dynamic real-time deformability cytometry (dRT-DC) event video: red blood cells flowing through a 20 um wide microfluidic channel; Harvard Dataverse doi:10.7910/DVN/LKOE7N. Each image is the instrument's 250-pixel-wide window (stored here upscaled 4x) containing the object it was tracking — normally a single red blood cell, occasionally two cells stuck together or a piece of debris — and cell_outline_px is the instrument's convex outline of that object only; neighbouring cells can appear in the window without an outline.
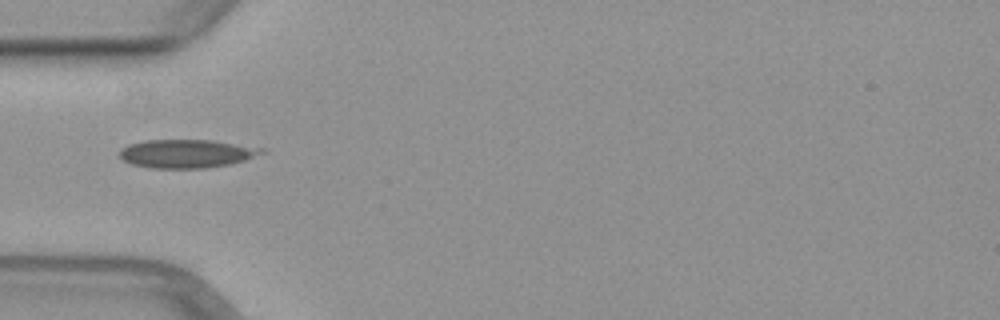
{"species": "common noctule bat (a hibernating species)", "species_latin": "Nyctalus noctula", "temperature_condition": "warm", "stored_images_in_passage": 33, "camera_frame_rate_fps": 3000, "um_per_image_px": 0.085, "animal": {"sex": "female", "body_mass_g": 29.2, "forearm_length_mm": 56.3}, "frame": {"image": 1, "passage_image": 1, "time_ms": 0.0, "image_size_px": [1000, 320], "cell_outline_px": [[264, 152], [244, 160], [228, 164], [208, 168], [148, 168], [132, 164], [124, 160], [120, 156], [120, 148], [128, 144], [144, 140], [212, 140], [264, 148]], "centroid_in_image_um": [15.82, 13.05], "position_along_channel_um": 69.2, "area_um2": 23.47}}
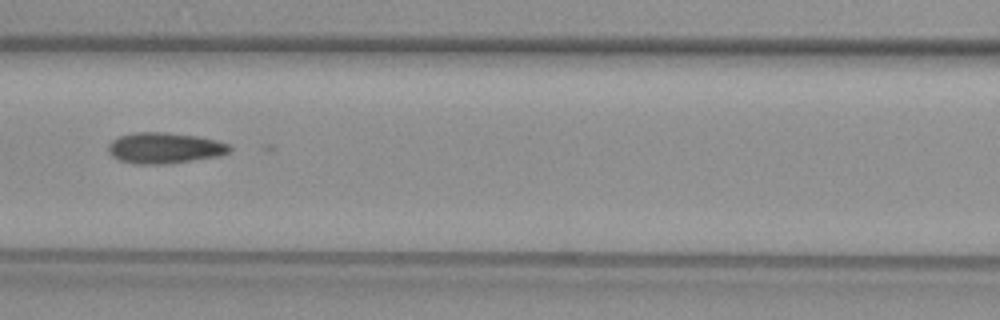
{"frame": {"image": 2, "passage_image": 7, "time_ms": 2.0, "image_size_px": [1000, 320], "cell_outline_px": [[232, 148], [228, 152], [220, 156], [168, 164], [132, 164], [120, 160], [112, 156], [108, 152], [108, 144], [112, 140], [120, 136], [136, 132], [164, 132], [196, 136], [216, 140], [228, 144]], "centroid_in_image_um": [13.97, 12.59], "position_along_channel_um": 152.6, "area_um2": 21.91}}
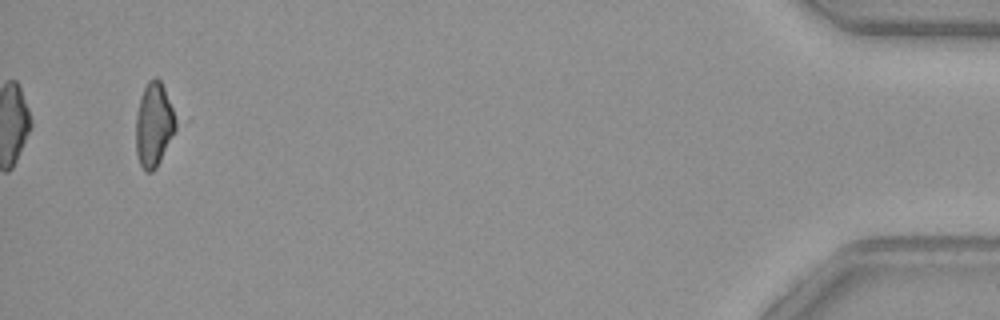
{"frame": {"image": 3, "passage_image": 33, "time_ms": 10.667, "image_size_px": [1000, 320], "cell_outline_px": [[176, 128], [156, 168], [152, 172], [144, 172], [140, 164], [136, 152], [136, 116], [140, 96], [148, 80], [156, 76], [160, 80], [164, 88], [172, 108], [176, 120]], "centroid_in_image_um": [13.05, 10.6], "position_along_channel_um": 422.1, "area_um2": 19.36}}